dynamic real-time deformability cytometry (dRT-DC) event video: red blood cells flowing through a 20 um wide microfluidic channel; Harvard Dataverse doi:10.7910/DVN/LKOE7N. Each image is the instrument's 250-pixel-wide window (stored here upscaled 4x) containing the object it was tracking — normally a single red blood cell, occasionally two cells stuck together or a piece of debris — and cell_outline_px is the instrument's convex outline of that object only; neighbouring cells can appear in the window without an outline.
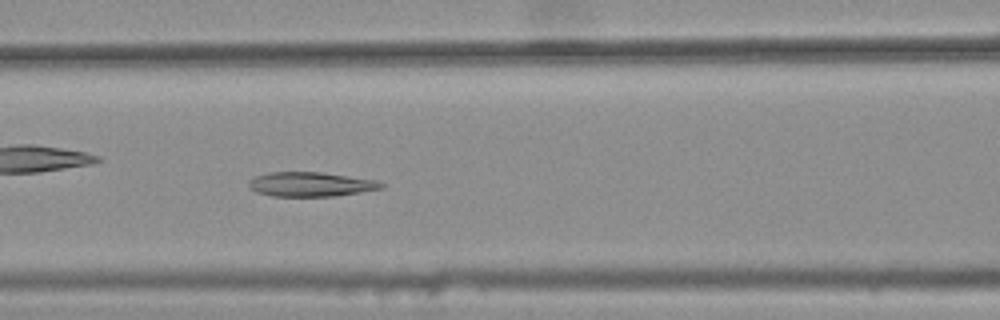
{"species": "common noctule bat (a hibernating species)", "species_latin": "Nyctalus noctula", "temperature_condition": "warm", "stored_images_in_passage": 31, "camera_frame_rate_fps": 3000, "um_per_image_px": 0.085, "animal": {"sex": "female", "body_mass_g": 25.1}, "frame": {"image": 1, "passage_image": 8, "time_ms": 2.333, "image_size_px": [1000, 320], "cell_outline_px": [[384, 188], [336, 196], [272, 196], [256, 192], [248, 188], [248, 180], [256, 176], [268, 172], [320, 172], [376, 180], [384, 184]], "centroid_in_image_um": [26.37, 15.66], "position_along_channel_um": 140.2, "area_um2": 18.9}}
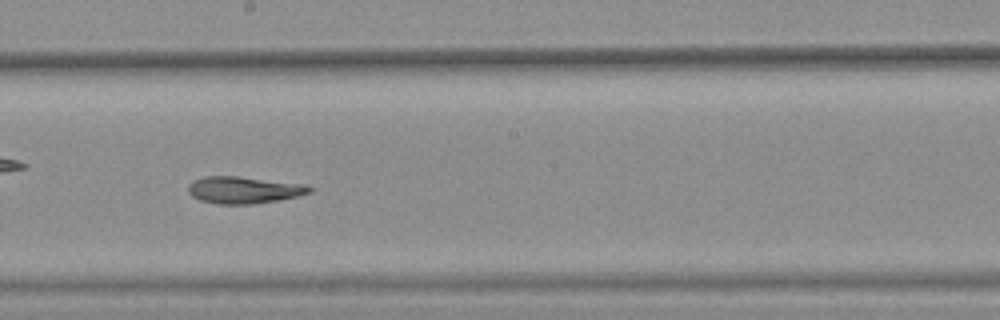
{"frame": {"image": 2, "passage_image": 15, "time_ms": 4.667, "image_size_px": [1000, 320], "cell_outline_px": [[312, 192], [280, 200], [252, 204], [216, 204], [200, 200], [192, 196], [188, 192], [188, 184], [192, 180], [204, 176], [236, 176], [304, 184], [312, 188]], "centroid_in_image_um": [20.68, 16.15], "position_along_channel_um": 227.5, "area_um2": 19.07}}
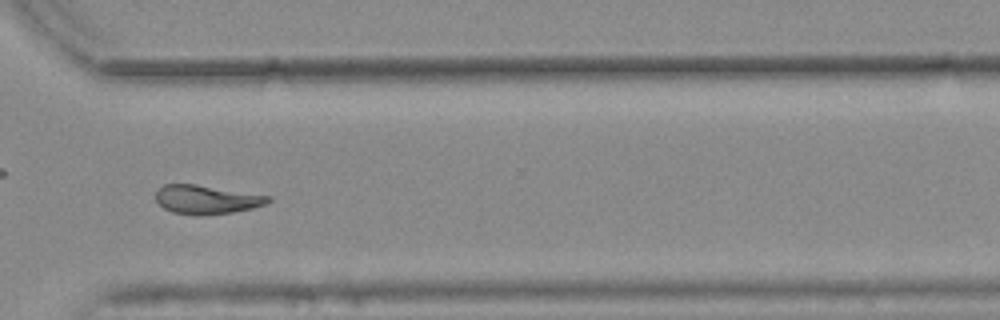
{"frame": {"image": 3, "passage_image": 25, "time_ms": 8.0, "image_size_px": [1000, 320], "cell_outline_px": [[272, 200], [268, 204], [252, 208], [232, 212], [172, 212], [164, 208], [156, 200], [156, 192], [164, 184], [196, 184], [272, 196]], "centroid_in_image_um": [17.62, 16.9], "position_along_channel_um": 353.0, "area_um2": 18.09}, "authors_computed_cell_mechanics": {"area_um2": 19.074, "velocity_mm_per_s": 3.7517, "shape_relaxation_time_tau1_ms": null, "shape_relaxation_time_tau2_ms": 5.8182, "deformation_change_tau1": null, "deformation_change_tau2": 0.1228}}